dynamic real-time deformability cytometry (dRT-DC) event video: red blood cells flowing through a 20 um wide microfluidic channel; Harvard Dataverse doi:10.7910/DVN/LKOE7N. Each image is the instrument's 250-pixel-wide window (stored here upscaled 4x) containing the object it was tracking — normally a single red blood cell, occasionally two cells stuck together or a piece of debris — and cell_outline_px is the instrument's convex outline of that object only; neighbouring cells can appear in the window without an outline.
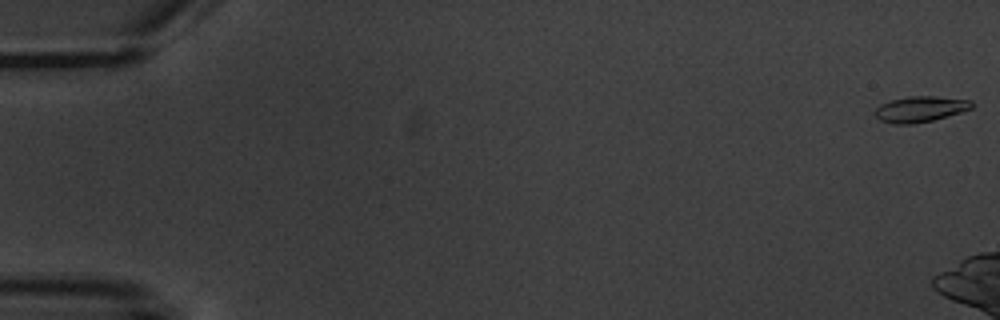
{"species": "common noctule bat (a hibernating species)", "species_latin": "Nyctalus noctula", "temperature_condition": "warm", "stored_images_in_passage": 4, "camera_frame_rate_fps": 3000, "um_per_image_px": 0.085, "animal": {"sex": "male", "body_mass_g": 20.1, "forearm_length_mm": 53.5}, "frame": {"image": 1, "passage_image": 1, "time_ms": 0.0, "image_size_px": [1000, 320], "cell_outline_px": [[972, 108], [960, 112], [932, 120], [912, 124], [892, 124], [880, 120], [872, 112], [880, 104], [892, 100], [908, 96], [936, 96], [972, 100]], "centroid_in_image_um": [78.18, 9.27], "position_along_channel_um": 6.8, "area_um2": 14.51}}